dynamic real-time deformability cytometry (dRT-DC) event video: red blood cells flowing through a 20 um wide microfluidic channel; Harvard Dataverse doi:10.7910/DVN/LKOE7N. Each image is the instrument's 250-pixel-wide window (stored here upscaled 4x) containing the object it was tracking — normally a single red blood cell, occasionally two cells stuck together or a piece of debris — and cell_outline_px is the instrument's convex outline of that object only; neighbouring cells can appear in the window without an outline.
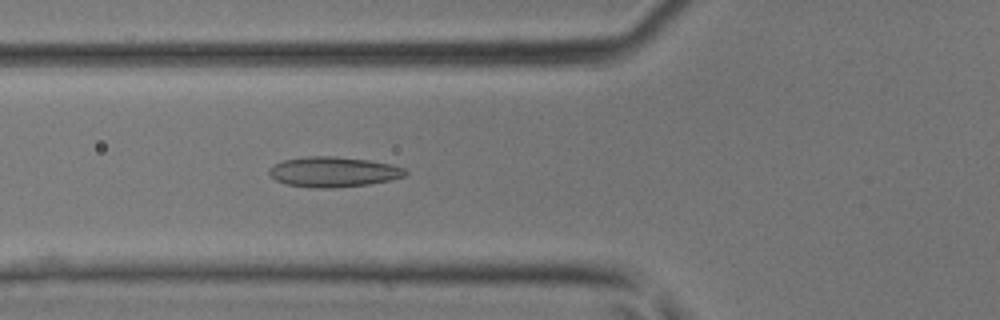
{"species": "common noctule bat (a hibernating species)", "species_latin": "Nyctalus noctula", "temperature_condition": "room temperature", "stored_images_in_passage": 37, "camera_frame_rate_fps": 3000, "um_per_image_px": 0.085, "animal": {"sex": "male", "body_mass_g": 17.9, "forearm_length_mm": 54.2}, "frame": {"image": 1, "passage_image": 9, "time_ms": 2.667, "image_size_px": [1000, 320], "cell_outline_px": [[408, 172], [404, 176], [388, 180], [368, 184], [332, 188], [312, 188], [288, 184], [276, 180], [268, 172], [276, 164], [284, 160], [308, 156], [332, 156], [368, 160], [392, 164], [404, 168]], "centroid_in_image_um": [28.36, 14.61], "position_along_channel_um": 97.4, "area_um2": 23.64}}
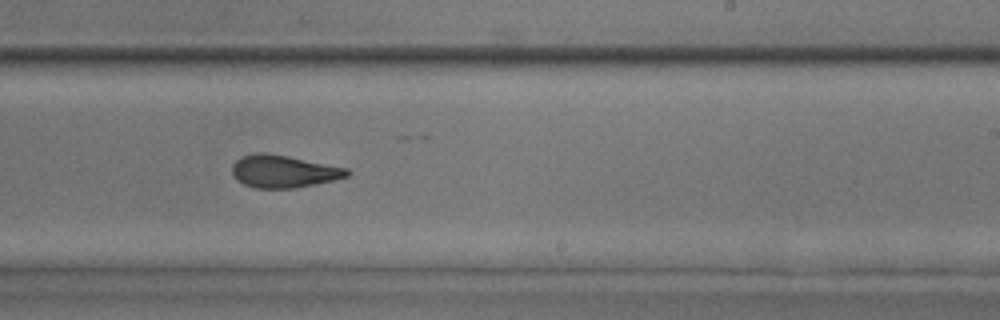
{"frame": {"image": 2, "passage_image": 20, "time_ms": 6.333, "image_size_px": [1000, 320], "cell_outline_px": [[352, 172], [348, 176], [316, 184], [292, 188], [256, 188], [244, 184], [236, 180], [232, 172], [232, 164], [240, 156], [256, 152], [264, 152], [288, 156], [348, 168]], "centroid_in_image_um": [24.08, 14.55], "position_along_channel_um": 264.9, "area_um2": 21.85}}
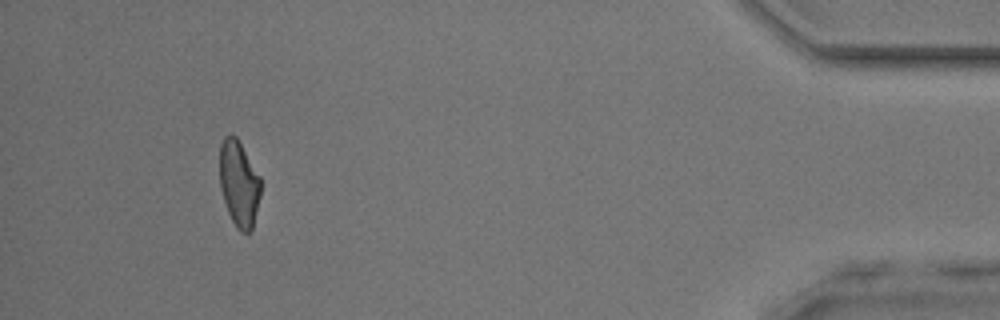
{"frame": {"image": 3, "passage_image": 34, "time_ms": 11.0, "image_size_px": [1000, 320], "cell_outline_px": [[260, 196], [252, 228], [248, 232], [240, 232], [236, 228], [228, 212], [220, 188], [220, 144], [224, 136], [236, 136], [260, 176]], "centroid_in_image_um": [20.3, 15.61], "position_along_channel_um": 414.9, "area_um2": 20.35}}